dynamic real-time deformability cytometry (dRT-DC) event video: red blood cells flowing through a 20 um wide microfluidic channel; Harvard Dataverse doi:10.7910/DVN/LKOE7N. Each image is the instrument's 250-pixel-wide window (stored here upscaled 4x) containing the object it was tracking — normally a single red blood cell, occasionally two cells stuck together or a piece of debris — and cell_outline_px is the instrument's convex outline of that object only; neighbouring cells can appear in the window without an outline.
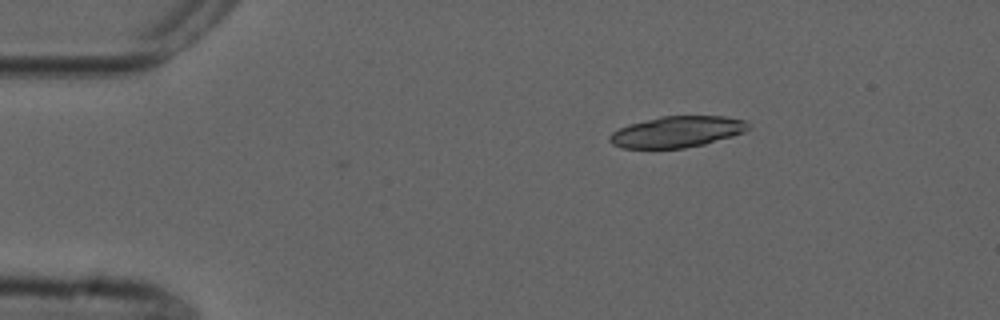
{"species": "common noctule bat (a hibernating species)", "species_latin": "Nyctalus noctula", "temperature_condition": "cold", "stored_images_in_passage": 2, "camera_frame_rate_fps": 3000, "um_per_image_px": 0.085, "animal": {"sex": "male", "forearm_length_mm": 52.5}, "frame": {"image": 1, "passage_image": 2, "time_ms": 0.333, "image_size_px": [1000, 320], "cell_outline_px": [[752, 128], [744, 132], [732, 136], [704, 144], [684, 148], [620, 148], [612, 144], [608, 140], [608, 136], [612, 132], [628, 124], [660, 116], [728, 116], [748, 120]], "centroid_in_image_um": [57.58, 11.19], "position_along_channel_um": 27.4, "area_um2": 25.49}}